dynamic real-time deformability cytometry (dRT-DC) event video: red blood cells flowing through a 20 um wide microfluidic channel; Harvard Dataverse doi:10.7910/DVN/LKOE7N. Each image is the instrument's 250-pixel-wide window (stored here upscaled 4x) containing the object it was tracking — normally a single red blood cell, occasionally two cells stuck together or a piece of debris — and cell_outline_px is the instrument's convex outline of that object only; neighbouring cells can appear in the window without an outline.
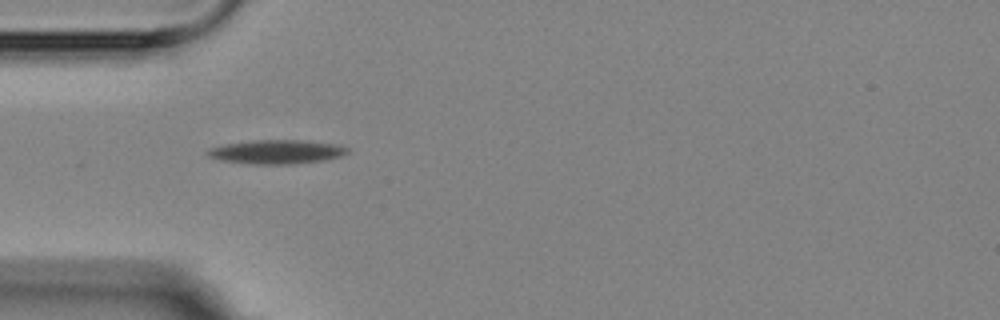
{"species": "Egyptian fruit bat (a non-hibernating species)", "species_latin": "Rousettus aegyptiacus", "temperature_condition": "room temperature", "stored_images_in_passage": 2, "camera_frame_rate_fps": 3000, "um_per_image_px": 0.085, "animal": {"sex": "female"}, "frame": {"image": 1, "passage_image": 1, "time_ms": 0.0, "image_size_px": [1000, 320], "cell_outline_px": [[348, 152], [340, 156], [324, 160], [292, 164], [248, 164], [220, 160], [208, 156], [204, 152], [208, 148], [224, 144], [252, 140], [308, 140], [340, 144], [348, 148]], "centroid_in_image_um": [23.49, 12.9], "position_along_channel_um": 61.5, "area_um2": 19.83}}
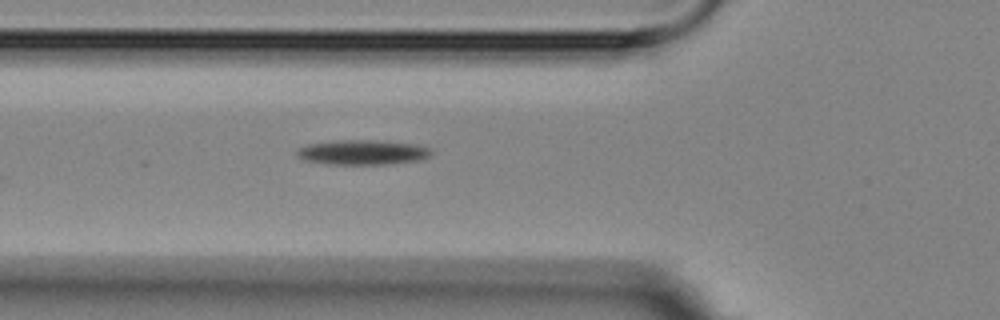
{"frame": {"image": 2, "passage_image": 2, "time_ms": 1.0, "image_size_px": [1000, 320], "cell_outline_px": [[432, 152], [424, 160], [388, 164], [324, 164], [304, 160], [296, 156], [296, 152], [300, 148], [308, 144], [332, 140], [376, 140], [416, 144], [428, 148]], "centroid_in_image_um": [30.8, 12.95], "position_along_channel_um": 95.0, "area_um2": 19.59}}